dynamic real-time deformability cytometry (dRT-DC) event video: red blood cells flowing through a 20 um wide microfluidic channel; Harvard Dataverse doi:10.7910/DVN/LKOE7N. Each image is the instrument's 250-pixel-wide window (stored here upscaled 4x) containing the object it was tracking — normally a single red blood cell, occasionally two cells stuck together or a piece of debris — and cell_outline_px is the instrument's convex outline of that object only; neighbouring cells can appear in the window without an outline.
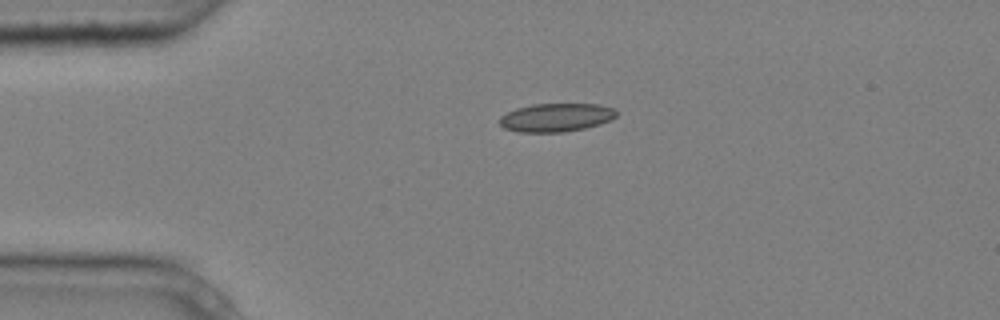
{"species": "common noctule bat (a hibernating species)", "species_latin": "Nyctalus noctula", "temperature_condition": "cold", "stored_images_in_passage": 4, "camera_frame_rate_fps": 3000, "um_per_image_px": 0.085, "animal": {"sex": "male", "body_mass_g": 20.4}, "frame": {"image": 1, "passage_image": 4, "time_ms": 1.0, "image_size_px": [1000, 320], "cell_outline_px": [[616, 116], [612, 120], [600, 124], [584, 128], [564, 132], [520, 132], [504, 128], [496, 120], [500, 116], [516, 108], [532, 104], [600, 104], [612, 108], [616, 112]], "centroid_in_image_um": [47.24, 9.98], "position_along_channel_um": 37.8, "area_um2": 19.42}}